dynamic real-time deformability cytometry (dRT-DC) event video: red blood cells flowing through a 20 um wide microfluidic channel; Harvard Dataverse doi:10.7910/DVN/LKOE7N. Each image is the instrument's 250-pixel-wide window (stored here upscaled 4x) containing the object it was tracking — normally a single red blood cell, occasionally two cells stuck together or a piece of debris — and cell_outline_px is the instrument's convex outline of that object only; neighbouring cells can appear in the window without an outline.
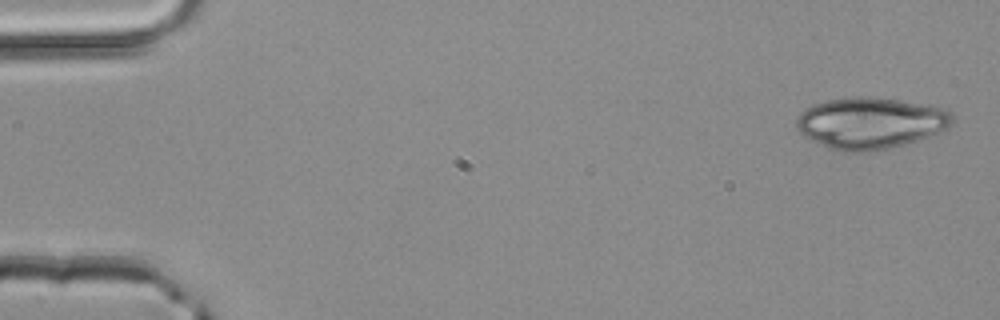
{"species": "common noctule bat (a hibernating species)", "species_latin": "Nyctalus noctula", "temperature_condition": "room temperature", "stored_images_in_passage": 49, "camera_frame_rate_fps": 3000, "um_per_image_px": 0.085, "animal": {"sex": "male", "body_mass_g": 20.4}, "frame": {"image": 1, "passage_image": 1, "time_ms": 0.0, "image_size_px": [1000, 320], "cell_outline_px": [[952, 124], [928, 136], [904, 144], [888, 148], [864, 152], [844, 152], [828, 148], [804, 136], [796, 128], [796, 120], [800, 112], [812, 104], [828, 100], [852, 96], [872, 96], [928, 104], [940, 108], [948, 112], [952, 116]], "centroid_in_image_um": [73.92, 10.44], "position_along_channel_um": 11.1, "area_um2": 46.59}}
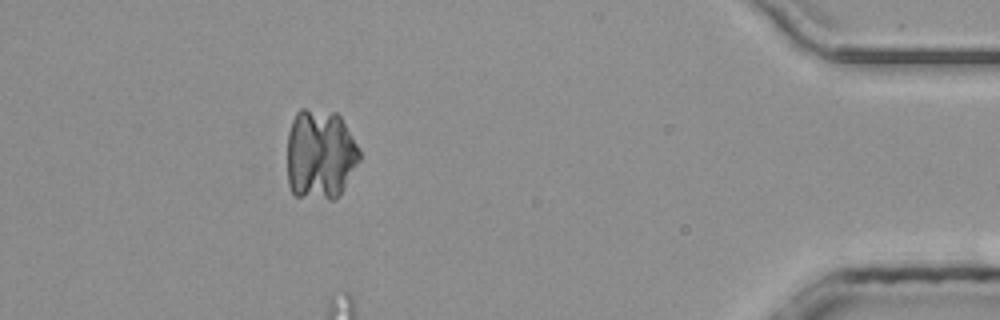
{"frame": {"image": 2, "passage_image": 44, "time_ms": 14.333, "image_size_px": [1000, 320], "cell_outline_px": [[360, 160], [340, 196], [336, 200], [328, 200], [296, 196], [292, 192], [288, 184], [288, 132], [292, 120], [296, 112], [300, 108], [304, 108], [336, 112], [340, 116], [360, 148]], "centroid_in_image_um": [27.23, 13.14], "position_along_channel_um": 408.0, "area_um2": 38.73}}